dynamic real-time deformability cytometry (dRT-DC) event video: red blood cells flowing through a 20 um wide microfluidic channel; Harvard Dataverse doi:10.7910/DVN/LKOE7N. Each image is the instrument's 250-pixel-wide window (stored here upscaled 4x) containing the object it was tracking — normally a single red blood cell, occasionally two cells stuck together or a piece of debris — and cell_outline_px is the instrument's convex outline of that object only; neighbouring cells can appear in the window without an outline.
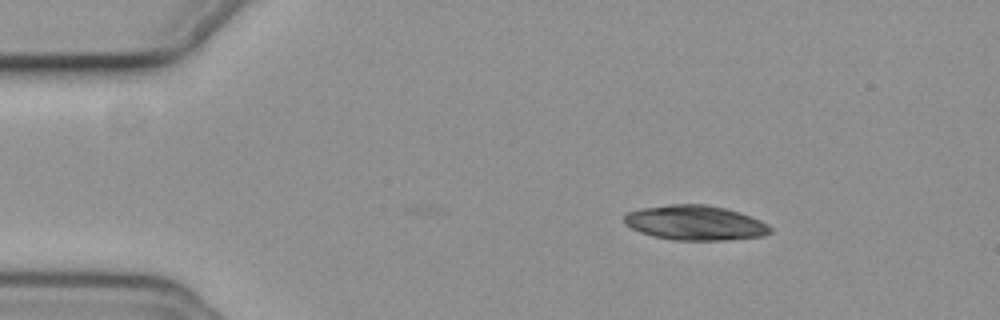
{"species": "common noctule bat (a hibernating species)", "species_latin": "Nyctalus noctula", "temperature_condition": "cold", "stored_images_in_passage": 28, "camera_frame_rate_fps": 3000, "um_per_image_px": 0.085, "animal": {"sex": "female", "body_mass_g": 19.3, "forearm_length_mm": 54.1}, "frame": {"image": 1, "passage_image": 1, "time_ms": 0.0, "image_size_px": [1000, 320], "cell_outline_px": [[772, 232], [764, 236], [724, 240], [676, 240], [652, 236], [640, 232], [624, 224], [624, 216], [628, 212], [640, 208], [672, 204], [704, 204], [724, 208], [740, 212], [760, 220], [768, 224], [772, 228]], "centroid_in_image_um": [59.1, 18.94], "position_along_channel_um": 25.9, "area_um2": 29.65}}
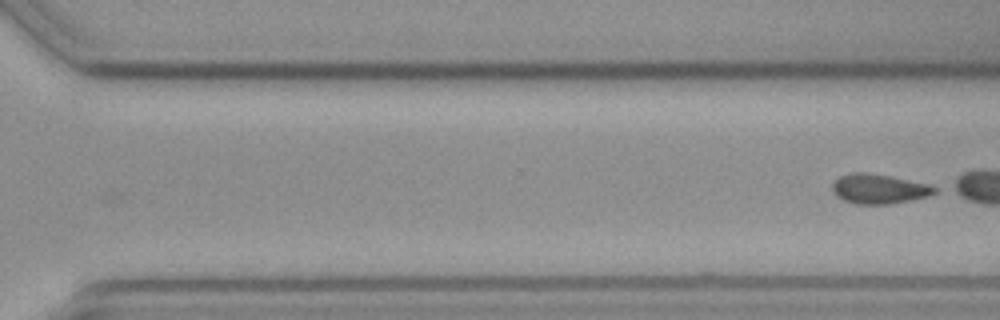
{"frame": {"image": 2, "passage_image": 28, "time_ms": 9.0, "image_size_px": [1000, 320], "cell_outline_px": [[936, 192], [928, 196], [912, 200], [888, 204], [856, 204], [844, 200], [836, 196], [832, 192], [832, 184], [840, 176], [848, 172], [864, 172], [888, 176], [928, 184], [936, 188]], "centroid_in_image_um": [74.67, 16.06], "position_along_channel_um": 295.9, "area_um2": 17.57}}